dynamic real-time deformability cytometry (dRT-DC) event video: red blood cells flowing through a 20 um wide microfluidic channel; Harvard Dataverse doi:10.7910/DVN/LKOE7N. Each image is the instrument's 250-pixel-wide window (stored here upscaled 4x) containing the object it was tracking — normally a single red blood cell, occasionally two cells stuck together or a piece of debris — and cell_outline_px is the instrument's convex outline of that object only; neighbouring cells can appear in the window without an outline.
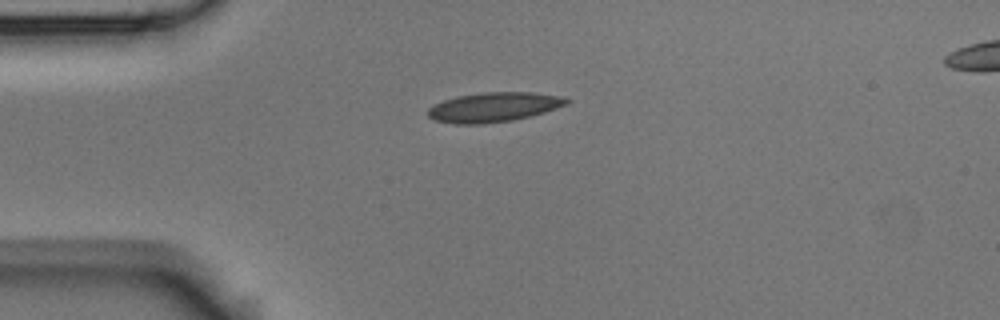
{"species": "Egyptian fruit bat (a non-hibernating species)", "species_latin": "Rousettus aegyptiacus", "temperature_condition": "room temperature", "stored_images_in_passage": 2, "camera_frame_rate_fps": 3000, "um_per_image_px": 0.085, "animal": {"sex": "male"}, "frame": {"image": 1, "passage_image": 2, "time_ms": 0.333, "image_size_px": [1000, 320], "cell_outline_px": [[572, 100], [568, 104], [544, 112], [512, 120], [480, 124], [456, 124], [436, 120], [428, 116], [428, 108], [432, 104], [456, 96], [484, 92], [532, 92], [560, 96]], "centroid_in_image_um": [41.96, 9.1], "position_along_channel_um": 43.0, "area_um2": 23.81}}